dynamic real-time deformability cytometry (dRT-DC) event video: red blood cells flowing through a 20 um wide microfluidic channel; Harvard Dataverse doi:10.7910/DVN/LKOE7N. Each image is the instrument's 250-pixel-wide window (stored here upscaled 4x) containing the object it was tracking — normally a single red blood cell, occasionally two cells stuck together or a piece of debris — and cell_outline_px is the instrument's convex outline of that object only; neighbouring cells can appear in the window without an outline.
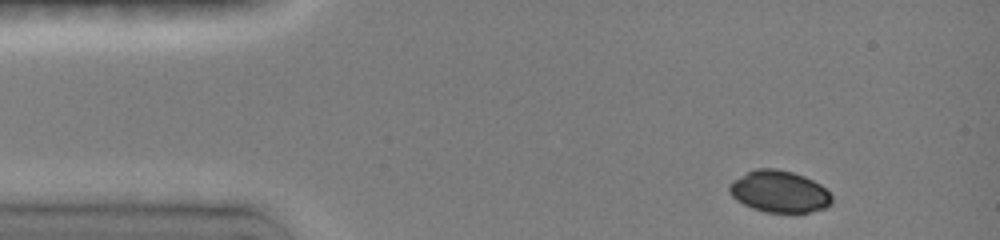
{"species": "common noctule bat (a hibernating species)", "species_latin": "Nyctalus noctula", "temperature_condition": "room temperature", "stored_images_in_passage": 9, "camera_frame_rate_fps": 3000, "um_per_image_px": 0.085, "animal": {"sex": "female", "body_mass_g": 19.0, "forearm_length_mm": 51.5}, "frame": {"image": 1, "passage_image": 1, "time_ms": 0.0, "image_size_px": [1000, 240], "cell_outline_px": [[832, 204], [824, 208], [808, 212], [764, 212], [752, 208], [736, 200], [732, 196], [728, 188], [728, 184], [732, 180], [756, 168], [776, 168], [792, 172], [804, 176], [820, 184], [832, 196]], "centroid_in_image_um": [66.22, 16.28], "position_along_channel_um": 18.8, "area_um2": 24.91}}
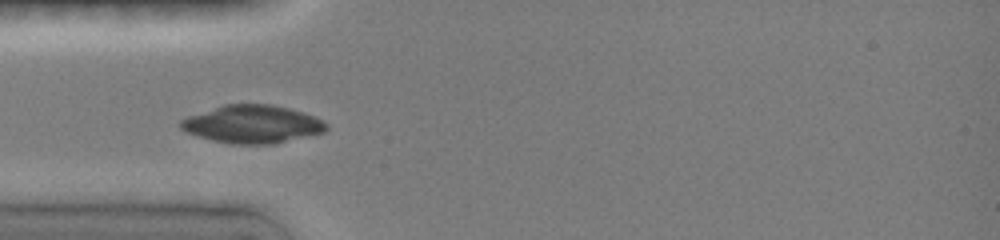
{"frame": {"image": 2, "passage_image": 4, "time_ms": 3.0, "image_size_px": [1000, 240], "cell_outline_px": [[328, 128], [324, 132], [276, 144], [232, 144], [212, 140], [196, 136], [180, 128], [180, 120], [188, 116], [224, 104], [272, 104], [304, 112], [324, 120], [328, 124]], "centroid_in_image_um": [21.48, 10.56], "position_along_channel_um": 63.5, "area_um2": 32.37}}
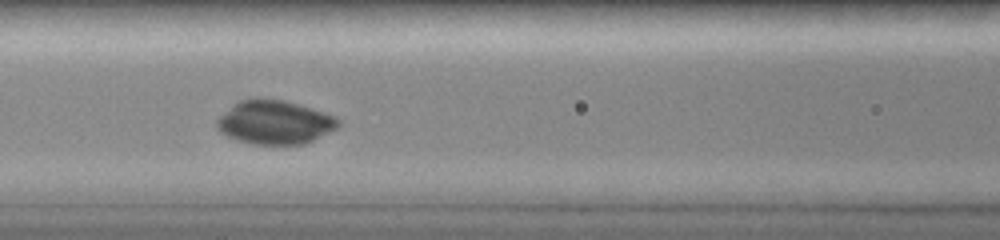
{"frame": {"image": 3, "passage_image": 6, "time_ms": 5.0, "image_size_px": [1000, 240], "cell_outline_px": [[340, 124], [336, 128], [304, 144], [256, 144], [236, 140], [220, 132], [216, 128], [216, 120], [220, 116], [240, 100], [256, 96], [284, 100], [324, 112], [336, 116], [340, 120]], "centroid_in_image_um": [23.33, 10.37], "position_along_channel_um": 143.3, "area_um2": 30.92}}